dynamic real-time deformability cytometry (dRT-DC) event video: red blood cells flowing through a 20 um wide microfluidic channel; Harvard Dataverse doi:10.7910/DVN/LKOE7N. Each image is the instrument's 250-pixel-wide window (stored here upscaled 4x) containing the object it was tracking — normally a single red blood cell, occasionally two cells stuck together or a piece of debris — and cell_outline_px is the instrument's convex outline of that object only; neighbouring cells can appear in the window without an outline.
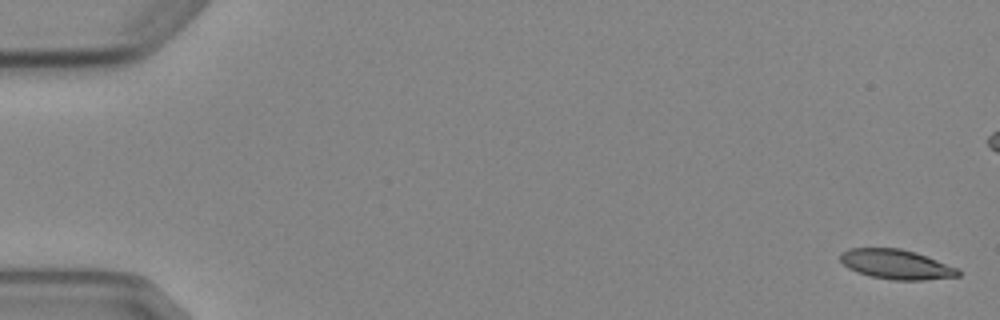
{"species": "Egyptian fruit bat (a non-hibernating species)", "species_latin": "Rousettus aegyptiacus", "temperature_condition": "cold", "stored_images_in_passage": 7, "camera_frame_rate_fps": 3000, "um_per_image_px": 0.085, "animal": {"sex": "female"}, "frame": {"image": 1, "passage_image": 1, "time_ms": 0.0, "image_size_px": [1000, 320], "cell_outline_px": [[960, 276], [924, 280], [892, 280], [872, 276], [856, 272], [848, 268], [840, 260], [840, 252], [848, 248], [900, 248], [916, 252], [960, 268]], "centroid_in_image_um": [76.2, 22.46], "position_along_channel_um": 8.8, "area_um2": 20.58}}
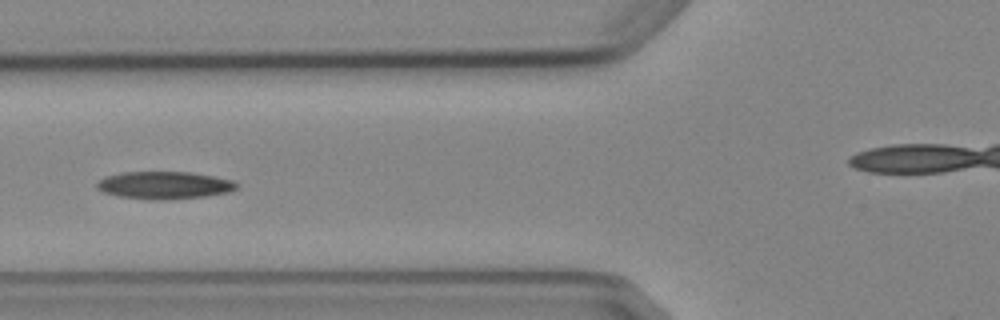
{"frame": {"image": 2, "passage_image": 7, "time_ms": 6.667, "image_size_px": [1000, 320], "cell_outline_px": [[240, 184], [236, 188], [228, 192], [204, 196], [164, 200], [152, 200], [120, 196], [104, 192], [96, 188], [96, 184], [104, 176], [120, 172], [192, 172], [236, 180]], "centroid_in_image_um": [13.99, 15.73], "position_along_channel_um": 111.8, "area_um2": 22.54}}